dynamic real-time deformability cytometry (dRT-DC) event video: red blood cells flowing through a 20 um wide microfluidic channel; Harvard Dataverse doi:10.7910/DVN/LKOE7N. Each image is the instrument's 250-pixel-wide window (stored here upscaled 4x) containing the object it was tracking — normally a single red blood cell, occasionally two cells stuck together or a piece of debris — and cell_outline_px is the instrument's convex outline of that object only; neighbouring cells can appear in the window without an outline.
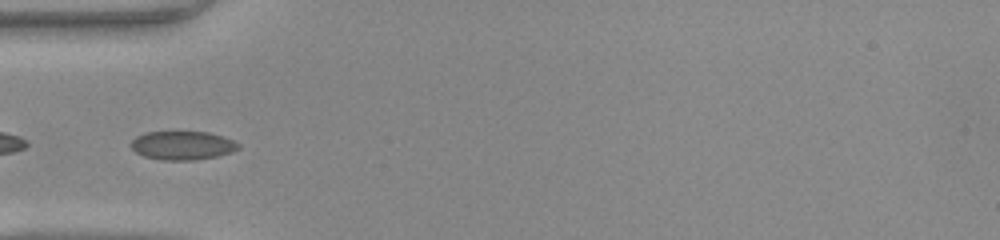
{"species": "common noctule bat (a hibernating species)", "species_latin": "Nyctalus noctula", "temperature_condition": "warm", "stored_images_in_passage": 41, "camera_frame_rate_fps": 3000, "um_per_image_px": 0.085, "animal": {"sex": "female", "body_mass_g": 22.0, "forearm_length_mm": 56.7}, "frame": {"image": 1, "passage_image": 8, "time_ms": 2.333, "image_size_px": [1000, 240], "cell_outline_px": [[240, 148], [232, 152], [216, 156], [192, 160], [160, 160], [144, 156], [136, 152], [132, 148], [132, 140], [136, 136], [144, 132], [208, 132], [232, 140], [240, 144]], "centroid_in_image_um": [15.5, 12.36], "position_along_channel_um": 69.5, "area_um2": 17.8}}
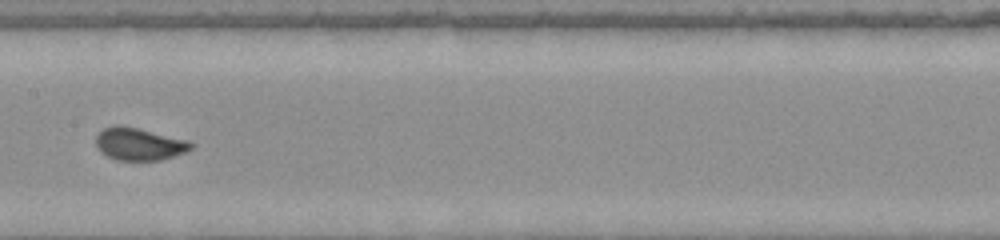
{"frame": {"image": 2, "passage_image": 17, "time_ms": 5.333, "image_size_px": [1000, 240], "cell_outline_px": [[192, 148], [184, 152], [160, 160], [116, 160], [100, 152], [96, 144], [96, 136], [104, 128], [116, 124], [120, 124], [188, 140], [192, 144]], "centroid_in_image_um": [11.79, 12.23], "position_along_channel_um": 195.6, "area_um2": 17.8}}
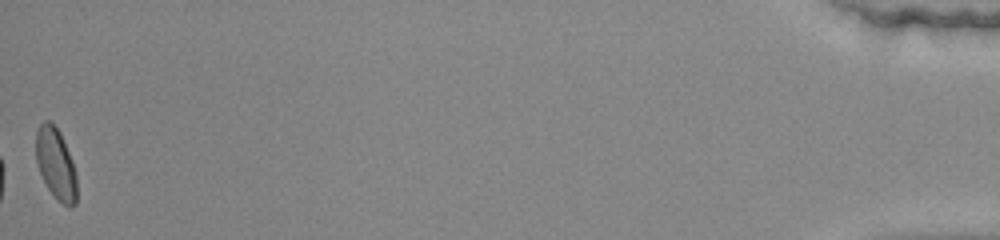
{"frame": {"image": 3, "passage_image": 41, "time_ms": 13.333, "image_size_px": [1000, 240], "cell_outline_px": [[76, 204], [68, 208], [48, 188], [40, 172], [36, 160], [36, 132], [40, 124], [44, 120], [48, 120], [60, 132], [72, 160], [76, 172]], "centroid_in_image_um": [4.75, 13.9], "position_along_channel_um": 430.5, "area_um2": 16.65}, "authors_computed_cell_mechanics": {"area_um2": 17.5134, "velocity_mm_per_s": 4.1955, "shape_relaxation_time_tau1_ms": 4.9465, "shape_relaxation_time_tau2_ms": null, "deformation_change_tau1": 0.1338, "deformation_change_tau2": null}}